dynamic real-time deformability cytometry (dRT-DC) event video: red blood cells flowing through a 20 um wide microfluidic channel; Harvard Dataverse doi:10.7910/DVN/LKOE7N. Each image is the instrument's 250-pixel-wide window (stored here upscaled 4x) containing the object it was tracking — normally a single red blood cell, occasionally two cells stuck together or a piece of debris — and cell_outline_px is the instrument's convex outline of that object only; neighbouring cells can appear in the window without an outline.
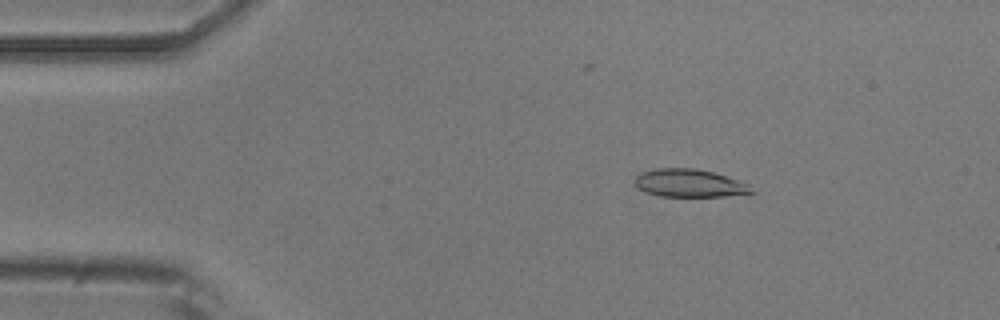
{"species": "common noctule bat (a hibernating species)", "species_latin": "Nyctalus noctula", "temperature_condition": "room temperature", "stored_images_in_passage": 4, "camera_frame_rate_fps": 3000, "um_per_image_px": 0.085, "animal": {"sex": "male", "body_mass_g": 20.5, "forearm_length_mm": 52.5}, "frame": {"image": 1, "passage_image": 2, "time_ms": 1.333, "image_size_px": [1000, 320], "cell_outline_px": [[756, 192], [724, 196], [660, 196], [644, 192], [636, 184], [636, 176], [640, 172], [656, 168], [696, 168], [712, 172], [748, 184]], "centroid_in_image_um": [58.57, 15.56], "position_along_channel_um": 26.4, "area_um2": 18.73}}
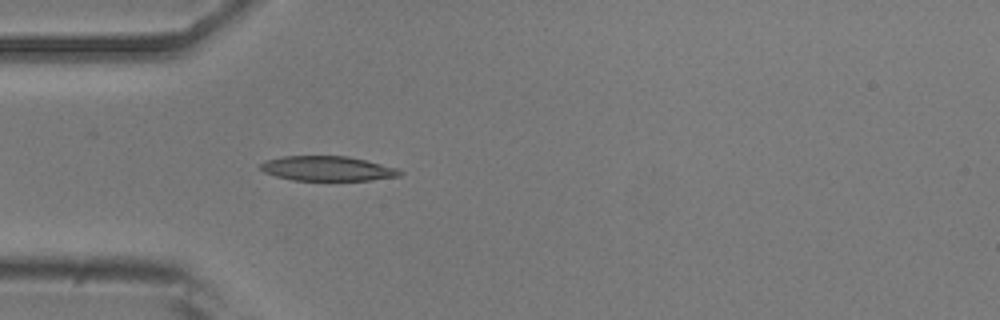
{"frame": {"image": 2, "passage_image": 4, "time_ms": 3.667, "image_size_px": [1000, 320], "cell_outline_px": [[404, 172], [400, 176], [372, 180], [292, 180], [276, 176], [264, 172], [260, 168], [260, 164], [264, 160], [284, 156], [348, 156], [400, 168]], "centroid_in_image_um": [27.87, 14.32], "position_along_channel_um": 57.1, "area_um2": 20.23}}